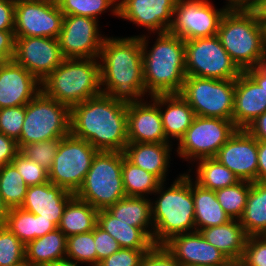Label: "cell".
<instances>
[{"label": "cell", "mask_w": 266, "mask_h": 266, "mask_svg": "<svg viewBox=\"0 0 266 266\" xmlns=\"http://www.w3.org/2000/svg\"><path fill=\"white\" fill-rule=\"evenodd\" d=\"M41 91L69 108L102 93L98 58H65L41 82Z\"/></svg>", "instance_id": "cell-5"}, {"label": "cell", "mask_w": 266, "mask_h": 266, "mask_svg": "<svg viewBox=\"0 0 266 266\" xmlns=\"http://www.w3.org/2000/svg\"><path fill=\"white\" fill-rule=\"evenodd\" d=\"M239 221L248 237L266 235V182H251L246 207Z\"/></svg>", "instance_id": "cell-33"}, {"label": "cell", "mask_w": 266, "mask_h": 266, "mask_svg": "<svg viewBox=\"0 0 266 266\" xmlns=\"http://www.w3.org/2000/svg\"><path fill=\"white\" fill-rule=\"evenodd\" d=\"M250 189L251 182L240 180L232 186L215 191L219 204L230 219L240 220L246 207Z\"/></svg>", "instance_id": "cell-37"}, {"label": "cell", "mask_w": 266, "mask_h": 266, "mask_svg": "<svg viewBox=\"0 0 266 266\" xmlns=\"http://www.w3.org/2000/svg\"><path fill=\"white\" fill-rule=\"evenodd\" d=\"M122 179L126 195L136 197H148L149 194L152 195L161 183L155 175L129 162L125 158L124 153Z\"/></svg>", "instance_id": "cell-35"}, {"label": "cell", "mask_w": 266, "mask_h": 266, "mask_svg": "<svg viewBox=\"0 0 266 266\" xmlns=\"http://www.w3.org/2000/svg\"><path fill=\"white\" fill-rule=\"evenodd\" d=\"M122 162L123 152L98 151L81 187L74 195L98 211L126 197Z\"/></svg>", "instance_id": "cell-7"}, {"label": "cell", "mask_w": 266, "mask_h": 266, "mask_svg": "<svg viewBox=\"0 0 266 266\" xmlns=\"http://www.w3.org/2000/svg\"><path fill=\"white\" fill-rule=\"evenodd\" d=\"M5 226L24 245L57 228L50 220L40 218V215L25 211L21 207L10 209Z\"/></svg>", "instance_id": "cell-31"}, {"label": "cell", "mask_w": 266, "mask_h": 266, "mask_svg": "<svg viewBox=\"0 0 266 266\" xmlns=\"http://www.w3.org/2000/svg\"><path fill=\"white\" fill-rule=\"evenodd\" d=\"M229 8L215 9L210 0H177L168 32L184 41L217 35Z\"/></svg>", "instance_id": "cell-13"}, {"label": "cell", "mask_w": 266, "mask_h": 266, "mask_svg": "<svg viewBox=\"0 0 266 266\" xmlns=\"http://www.w3.org/2000/svg\"><path fill=\"white\" fill-rule=\"evenodd\" d=\"M230 8H248L255 0H226Z\"/></svg>", "instance_id": "cell-53"}, {"label": "cell", "mask_w": 266, "mask_h": 266, "mask_svg": "<svg viewBox=\"0 0 266 266\" xmlns=\"http://www.w3.org/2000/svg\"><path fill=\"white\" fill-rule=\"evenodd\" d=\"M98 210L75 195L67 202L58 228L67 236L93 231Z\"/></svg>", "instance_id": "cell-32"}, {"label": "cell", "mask_w": 266, "mask_h": 266, "mask_svg": "<svg viewBox=\"0 0 266 266\" xmlns=\"http://www.w3.org/2000/svg\"><path fill=\"white\" fill-rule=\"evenodd\" d=\"M98 20L77 15L64 16L58 43L64 58H99L104 35Z\"/></svg>", "instance_id": "cell-15"}, {"label": "cell", "mask_w": 266, "mask_h": 266, "mask_svg": "<svg viewBox=\"0 0 266 266\" xmlns=\"http://www.w3.org/2000/svg\"><path fill=\"white\" fill-rule=\"evenodd\" d=\"M215 159L239 180L258 182V141L246 129H237Z\"/></svg>", "instance_id": "cell-17"}, {"label": "cell", "mask_w": 266, "mask_h": 266, "mask_svg": "<svg viewBox=\"0 0 266 266\" xmlns=\"http://www.w3.org/2000/svg\"><path fill=\"white\" fill-rule=\"evenodd\" d=\"M254 68L266 78V52L262 55Z\"/></svg>", "instance_id": "cell-56"}, {"label": "cell", "mask_w": 266, "mask_h": 266, "mask_svg": "<svg viewBox=\"0 0 266 266\" xmlns=\"http://www.w3.org/2000/svg\"><path fill=\"white\" fill-rule=\"evenodd\" d=\"M41 91V82L14 60L0 63V109L26 105Z\"/></svg>", "instance_id": "cell-21"}, {"label": "cell", "mask_w": 266, "mask_h": 266, "mask_svg": "<svg viewBox=\"0 0 266 266\" xmlns=\"http://www.w3.org/2000/svg\"><path fill=\"white\" fill-rule=\"evenodd\" d=\"M58 39L50 37H15L13 60L22 65L40 82L63 61Z\"/></svg>", "instance_id": "cell-16"}, {"label": "cell", "mask_w": 266, "mask_h": 266, "mask_svg": "<svg viewBox=\"0 0 266 266\" xmlns=\"http://www.w3.org/2000/svg\"><path fill=\"white\" fill-rule=\"evenodd\" d=\"M246 130L257 141H266V112L257 117Z\"/></svg>", "instance_id": "cell-51"}, {"label": "cell", "mask_w": 266, "mask_h": 266, "mask_svg": "<svg viewBox=\"0 0 266 266\" xmlns=\"http://www.w3.org/2000/svg\"><path fill=\"white\" fill-rule=\"evenodd\" d=\"M15 52L14 30L0 31V63L13 60Z\"/></svg>", "instance_id": "cell-49"}, {"label": "cell", "mask_w": 266, "mask_h": 266, "mask_svg": "<svg viewBox=\"0 0 266 266\" xmlns=\"http://www.w3.org/2000/svg\"><path fill=\"white\" fill-rule=\"evenodd\" d=\"M98 59L102 94L125 103L144 100L147 92L139 35L125 38L106 36Z\"/></svg>", "instance_id": "cell-2"}, {"label": "cell", "mask_w": 266, "mask_h": 266, "mask_svg": "<svg viewBox=\"0 0 266 266\" xmlns=\"http://www.w3.org/2000/svg\"><path fill=\"white\" fill-rule=\"evenodd\" d=\"M97 152L98 150L88 141L71 134L63 137L49 171V181L75 194L81 187Z\"/></svg>", "instance_id": "cell-12"}, {"label": "cell", "mask_w": 266, "mask_h": 266, "mask_svg": "<svg viewBox=\"0 0 266 266\" xmlns=\"http://www.w3.org/2000/svg\"><path fill=\"white\" fill-rule=\"evenodd\" d=\"M106 210L120 221L143 229L153 239L154 225L150 198L126 196Z\"/></svg>", "instance_id": "cell-29"}, {"label": "cell", "mask_w": 266, "mask_h": 266, "mask_svg": "<svg viewBox=\"0 0 266 266\" xmlns=\"http://www.w3.org/2000/svg\"><path fill=\"white\" fill-rule=\"evenodd\" d=\"M262 27H263L264 43L266 48V23Z\"/></svg>", "instance_id": "cell-58"}, {"label": "cell", "mask_w": 266, "mask_h": 266, "mask_svg": "<svg viewBox=\"0 0 266 266\" xmlns=\"http://www.w3.org/2000/svg\"><path fill=\"white\" fill-rule=\"evenodd\" d=\"M196 116L232 120L235 79L186 76L179 93Z\"/></svg>", "instance_id": "cell-9"}, {"label": "cell", "mask_w": 266, "mask_h": 266, "mask_svg": "<svg viewBox=\"0 0 266 266\" xmlns=\"http://www.w3.org/2000/svg\"><path fill=\"white\" fill-rule=\"evenodd\" d=\"M146 101L127 103L128 143H170L164 134L159 95Z\"/></svg>", "instance_id": "cell-20"}, {"label": "cell", "mask_w": 266, "mask_h": 266, "mask_svg": "<svg viewBox=\"0 0 266 266\" xmlns=\"http://www.w3.org/2000/svg\"><path fill=\"white\" fill-rule=\"evenodd\" d=\"M150 249L120 248L104 258L98 266H139L142 256Z\"/></svg>", "instance_id": "cell-45"}, {"label": "cell", "mask_w": 266, "mask_h": 266, "mask_svg": "<svg viewBox=\"0 0 266 266\" xmlns=\"http://www.w3.org/2000/svg\"><path fill=\"white\" fill-rule=\"evenodd\" d=\"M97 225L116 239L121 248L151 249L155 245L143 229L120 221L106 209L98 211Z\"/></svg>", "instance_id": "cell-28"}, {"label": "cell", "mask_w": 266, "mask_h": 266, "mask_svg": "<svg viewBox=\"0 0 266 266\" xmlns=\"http://www.w3.org/2000/svg\"><path fill=\"white\" fill-rule=\"evenodd\" d=\"M217 37L242 71L254 68L266 52L263 27L248 8H229L220 22Z\"/></svg>", "instance_id": "cell-6"}, {"label": "cell", "mask_w": 266, "mask_h": 266, "mask_svg": "<svg viewBox=\"0 0 266 266\" xmlns=\"http://www.w3.org/2000/svg\"><path fill=\"white\" fill-rule=\"evenodd\" d=\"M208 243L221 251L231 262H240L244 254L247 234L239 220L200 230Z\"/></svg>", "instance_id": "cell-26"}, {"label": "cell", "mask_w": 266, "mask_h": 266, "mask_svg": "<svg viewBox=\"0 0 266 266\" xmlns=\"http://www.w3.org/2000/svg\"><path fill=\"white\" fill-rule=\"evenodd\" d=\"M177 0H118V17L143 26L148 33L168 32ZM156 33H155V32Z\"/></svg>", "instance_id": "cell-19"}, {"label": "cell", "mask_w": 266, "mask_h": 266, "mask_svg": "<svg viewBox=\"0 0 266 266\" xmlns=\"http://www.w3.org/2000/svg\"><path fill=\"white\" fill-rule=\"evenodd\" d=\"M246 72L260 85L266 89V78L262 76L255 68H249Z\"/></svg>", "instance_id": "cell-54"}, {"label": "cell", "mask_w": 266, "mask_h": 266, "mask_svg": "<svg viewBox=\"0 0 266 266\" xmlns=\"http://www.w3.org/2000/svg\"><path fill=\"white\" fill-rule=\"evenodd\" d=\"M191 177L189 173L180 174L170 187L165 188V182H161L153 193L159 194L155 202L151 201L155 245H163L172 236L196 231Z\"/></svg>", "instance_id": "cell-4"}, {"label": "cell", "mask_w": 266, "mask_h": 266, "mask_svg": "<svg viewBox=\"0 0 266 266\" xmlns=\"http://www.w3.org/2000/svg\"><path fill=\"white\" fill-rule=\"evenodd\" d=\"M26 263L25 245L5 226H0V266Z\"/></svg>", "instance_id": "cell-40"}, {"label": "cell", "mask_w": 266, "mask_h": 266, "mask_svg": "<svg viewBox=\"0 0 266 266\" xmlns=\"http://www.w3.org/2000/svg\"><path fill=\"white\" fill-rule=\"evenodd\" d=\"M67 236L59 229L25 245L26 264L46 266L66 258Z\"/></svg>", "instance_id": "cell-27"}, {"label": "cell", "mask_w": 266, "mask_h": 266, "mask_svg": "<svg viewBox=\"0 0 266 266\" xmlns=\"http://www.w3.org/2000/svg\"><path fill=\"white\" fill-rule=\"evenodd\" d=\"M60 141L61 139H52L26 144L20 148L19 152L49 172L52 169Z\"/></svg>", "instance_id": "cell-41"}, {"label": "cell", "mask_w": 266, "mask_h": 266, "mask_svg": "<svg viewBox=\"0 0 266 266\" xmlns=\"http://www.w3.org/2000/svg\"><path fill=\"white\" fill-rule=\"evenodd\" d=\"M63 18L56 0H15L14 35L57 39Z\"/></svg>", "instance_id": "cell-14"}, {"label": "cell", "mask_w": 266, "mask_h": 266, "mask_svg": "<svg viewBox=\"0 0 266 266\" xmlns=\"http://www.w3.org/2000/svg\"><path fill=\"white\" fill-rule=\"evenodd\" d=\"M73 196L74 193L48 181L41 185L28 186L21 208L50 220L58 228L64 208Z\"/></svg>", "instance_id": "cell-23"}, {"label": "cell", "mask_w": 266, "mask_h": 266, "mask_svg": "<svg viewBox=\"0 0 266 266\" xmlns=\"http://www.w3.org/2000/svg\"><path fill=\"white\" fill-rule=\"evenodd\" d=\"M26 105L0 109V133L18 140L24 124Z\"/></svg>", "instance_id": "cell-43"}, {"label": "cell", "mask_w": 266, "mask_h": 266, "mask_svg": "<svg viewBox=\"0 0 266 266\" xmlns=\"http://www.w3.org/2000/svg\"><path fill=\"white\" fill-rule=\"evenodd\" d=\"M159 111L163 131L169 142L170 138L171 140L176 138L179 142L196 116L194 110L179 93L159 95Z\"/></svg>", "instance_id": "cell-25"}, {"label": "cell", "mask_w": 266, "mask_h": 266, "mask_svg": "<svg viewBox=\"0 0 266 266\" xmlns=\"http://www.w3.org/2000/svg\"><path fill=\"white\" fill-rule=\"evenodd\" d=\"M237 129L232 120L195 116L177 144V155L190 162L215 158Z\"/></svg>", "instance_id": "cell-11"}, {"label": "cell", "mask_w": 266, "mask_h": 266, "mask_svg": "<svg viewBox=\"0 0 266 266\" xmlns=\"http://www.w3.org/2000/svg\"><path fill=\"white\" fill-rule=\"evenodd\" d=\"M70 134L98 151L123 152L128 144L127 103L101 93L73 106Z\"/></svg>", "instance_id": "cell-1"}, {"label": "cell", "mask_w": 266, "mask_h": 266, "mask_svg": "<svg viewBox=\"0 0 266 266\" xmlns=\"http://www.w3.org/2000/svg\"><path fill=\"white\" fill-rule=\"evenodd\" d=\"M94 242L97 251V266L104 258L117 252L121 246L108 232L98 225L94 228Z\"/></svg>", "instance_id": "cell-46"}, {"label": "cell", "mask_w": 266, "mask_h": 266, "mask_svg": "<svg viewBox=\"0 0 266 266\" xmlns=\"http://www.w3.org/2000/svg\"><path fill=\"white\" fill-rule=\"evenodd\" d=\"M258 182H266V141H258Z\"/></svg>", "instance_id": "cell-52"}, {"label": "cell", "mask_w": 266, "mask_h": 266, "mask_svg": "<svg viewBox=\"0 0 266 266\" xmlns=\"http://www.w3.org/2000/svg\"><path fill=\"white\" fill-rule=\"evenodd\" d=\"M66 258L77 263L97 266L94 230L67 237Z\"/></svg>", "instance_id": "cell-39"}, {"label": "cell", "mask_w": 266, "mask_h": 266, "mask_svg": "<svg viewBox=\"0 0 266 266\" xmlns=\"http://www.w3.org/2000/svg\"><path fill=\"white\" fill-rule=\"evenodd\" d=\"M192 196L194 199L196 231L219 226L231 220L219 204L215 191L203 188L193 181Z\"/></svg>", "instance_id": "cell-30"}, {"label": "cell", "mask_w": 266, "mask_h": 266, "mask_svg": "<svg viewBox=\"0 0 266 266\" xmlns=\"http://www.w3.org/2000/svg\"><path fill=\"white\" fill-rule=\"evenodd\" d=\"M9 211H10L9 207L6 205L0 194V226L5 225Z\"/></svg>", "instance_id": "cell-55"}, {"label": "cell", "mask_w": 266, "mask_h": 266, "mask_svg": "<svg viewBox=\"0 0 266 266\" xmlns=\"http://www.w3.org/2000/svg\"><path fill=\"white\" fill-rule=\"evenodd\" d=\"M78 263L73 261V260H70V259H62V260H58L52 264H49V265H46V266H79V264L77 265Z\"/></svg>", "instance_id": "cell-57"}, {"label": "cell", "mask_w": 266, "mask_h": 266, "mask_svg": "<svg viewBox=\"0 0 266 266\" xmlns=\"http://www.w3.org/2000/svg\"><path fill=\"white\" fill-rule=\"evenodd\" d=\"M180 266H229L232 262L207 242L200 231L172 236L164 244Z\"/></svg>", "instance_id": "cell-18"}, {"label": "cell", "mask_w": 266, "mask_h": 266, "mask_svg": "<svg viewBox=\"0 0 266 266\" xmlns=\"http://www.w3.org/2000/svg\"><path fill=\"white\" fill-rule=\"evenodd\" d=\"M15 0H0V31L14 30Z\"/></svg>", "instance_id": "cell-50"}, {"label": "cell", "mask_w": 266, "mask_h": 266, "mask_svg": "<svg viewBox=\"0 0 266 266\" xmlns=\"http://www.w3.org/2000/svg\"><path fill=\"white\" fill-rule=\"evenodd\" d=\"M139 266H180L164 245H154L142 256Z\"/></svg>", "instance_id": "cell-47"}, {"label": "cell", "mask_w": 266, "mask_h": 266, "mask_svg": "<svg viewBox=\"0 0 266 266\" xmlns=\"http://www.w3.org/2000/svg\"><path fill=\"white\" fill-rule=\"evenodd\" d=\"M22 266H32V265H29V264H26V263H25V264H24V265H22Z\"/></svg>", "instance_id": "cell-60"}, {"label": "cell", "mask_w": 266, "mask_h": 266, "mask_svg": "<svg viewBox=\"0 0 266 266\" xmlns=\"http://www.w3.org/2000/svg\"><path fill=\"white\" fill-rule=\"evenodd\" d=\"M27 186L41 185L49 181V172L20 152L12 160Z\"/></svg>", "instance_id": "cell-42"}, {"label": "cell", "mask_w": 266, "mask_h": 266, "mask_svg": "<svg viewBox=\"0 0 266 266\" xmlns=\"http://www.w3.org/2000/svg\"><path fill=\"white\" fill-rule=\"evenodd\" d=\"M198 161L195 182L203 188L216 191L240 181L232 171L215 158H205Z\"/></svg>", "instance_id": "cell-34"}, {"label": "cell", "mask_w": 266, "mask_h": 266, "mask_svg": "<svg viewBox=\"0 0 266 266\" xmlns=\"http://www.w3.org/2000/svg\"><path fill=\"white\" fill-rule=\"evenodd\" d=\"M27 189L28 186L13 163L0 167V194L9 209L22 206Z\"/></svg>", "instance_id": "cell-36"}, {"label": "cell", "mask_w": 266, "mask_h": 266, "mask_svg": "<svg viewBox=\"0 0 266 266\" xmlns=\"http://www.w3.org/2000/svg\"><path fill=\"white\" fill-rule=\"evenodd\" d=\"M19 150L16 140L0 133V167L12 163Z\"/></svg>", "instance_id": "cell-48"}, {"label": "cell", "mask_w": 266, "mask_h": 266, "mask_svg": "<svg viewBox=\"0 0 266 266\" xmlns=\"http://www.w3.org/2000/svg\"><path fill=\"white\" fill-rule=\"evenodd\" d=\"M242 72L217 35L185 41L186 76L231 80Z\"/></svg>", "instance_id": "cell-10"}, {"label": "cell", "mask_w": 266, "mask_h": 266, "mask_svg": "<svg viewBox=\"0 0 266 266\" xmlns=\"http://www.w3.org/2000/svg\"><path fill=\"white\" fill-rule=\"evenodd\" d=\"M56 2L64 16H86L98 20V15L105 13L109 8L112 15L118 16L117 0H56Z\"/></svg>", "instance_id": "cell-38"}, {"label": "cell", "mask_w": 266, "mask_h": 266, "mask_svg": "<svg viewBox=\"0 0 266 266\" xmlns=\"http://www.w3.org/2000/svg\"><path fill=\"white\" fill-rule=\"evenodd\" d=\"M171 146V143H128L123 153L129 162L165 182L170 167Z\"/></svg>", "instance_id": "cell-24"}, {"label": "cell", "mask_w": 266, "mask_h": 266, "mask_svg": "<svg viewBox=\"0 0 266 266\" xmlns=\"http://www.w3.org/2000/svg\"><path fill=\"white\" fill-rule=\"evenodd\" d=\"M229 266H242L239 262H232Z\"/></svg>", "instance_id": "cell-59"}, {"label": "cell", "mask_w": 266, "mask_h": 266, "mask_svg": "<svg viewBox=\"0 0 266 266\" xmlns=\"http://www.w3.org/2000/svg\"><path fill=\"white\" fill-rule=\"evenodd\" d=\"M266 112V89L246 71L235 79L232 121L238 129H246L257 117Z\"/></svg>", "instance_id": "cell-22"}, {"label": "cell", "mask_w": 266, "mask_h": 266, "mask_svg": "<svg viewBox=\"0 0 266 266\" xmlns=\"http://www.w3.org/2000/svg\"><path fill=\"white\" fill-rule=\"evenodd\" d=\"M70 134V108L40 91L26 104V114L17 140L19 149L26 144L62 139Z\"/></svg>", "instance_id": "cell-8"}, {"label": "cell", "mask_w": 266, "mask_h": 266, "mask_svg": "<svg viewBox=\"0 0 266 266\" xmlns=\"http://www.w3.org/2000/svg\"><path fill=\"white\" fill-rule=\"evenodd\" d=\"M242 266H266V235L247 237Z\"/></svg>", "instance_id": "cell-44"}, {"label": "cell", "mask_w": 266, "mask_h": 266, "mask_svg": "<svg viewBox=\"0 0 266 266\" xmlns=\"http://www.w3.org/2000/svg\"><path fill=\"white\" fill-rule=\"evenodd\" d=\"M143 81L149 97L178 94L183 88L185 73V41L169 32L158 33L149 50V36L140 35ZM148 49V50H147Z\"/></svg>", "instance_id": "cell-3"}]
</instances>
